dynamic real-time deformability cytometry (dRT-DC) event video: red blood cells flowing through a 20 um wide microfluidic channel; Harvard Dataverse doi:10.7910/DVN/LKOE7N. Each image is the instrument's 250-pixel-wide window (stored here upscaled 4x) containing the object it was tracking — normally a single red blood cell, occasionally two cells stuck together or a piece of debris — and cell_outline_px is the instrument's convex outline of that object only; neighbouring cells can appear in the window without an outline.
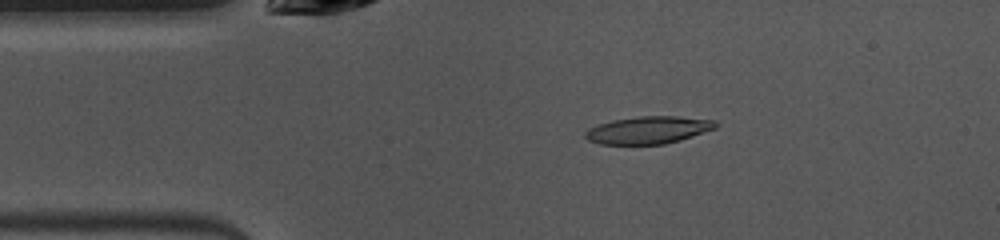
{"species": "common noctule bat (a hibernating species)", "species_latin": "Nyctalus noctula", "temperature_condition": "warm", "stored_images_in_passage": 45, "camera_frame_rate_fps": 3000, "um_per_image_px": 0.085, "animal": {"sex": "female", "body_mass_g": 10.0, "forearm_length_mm": 53.1}, "frame": {"image": 1, "passage_image": 5, "time_ms": 1.333, "image_size_px": [1000, 240], "cell_outline_px": [[720, 124], [716, 128], [680, 140], [664, 144], [600, 144], [588, 140], [584, 136], [584, 132], [588, 128], [596, 124], [612, 120], [640, 116], [676, 116], [716, 120]], "centroid_in_image_um": [55.1, 11.04], "position_along_channel_um": 29.9, "area_um2": 20.98}}
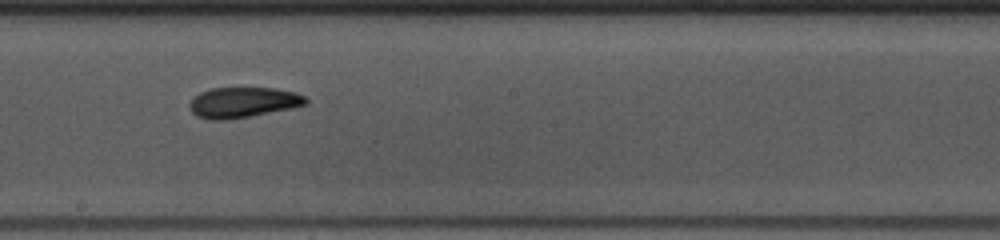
{"frame": {"image": 2, "passage_image": 22, "time_ms": 7.0, "image_size_px": [1000, 240], "cell_outline_px": [[308, 104], [292, 108], [228, 120], [212, 120], [196, 116], [192, 112], [188, 104], [200, 92], [212, 88], [276, 88], [296, 92], [304, 96], [308, 100]], "centroid_in_image_um": [20.67, 8.7], "position_along_channel_um": 227.5, "area_um2": 20.63}}
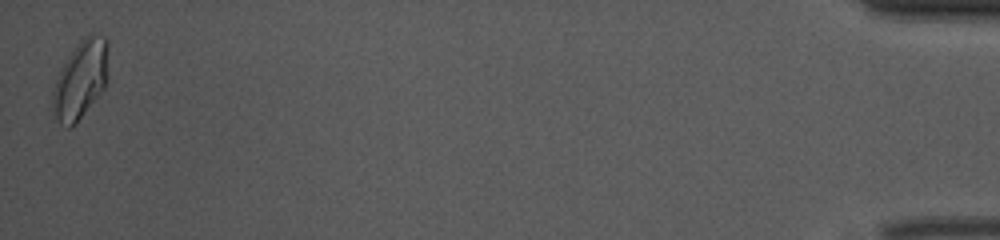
{"frame": {"image": 3, "passage_image": 45, "time_ms": 14.667, "image_size_px": [1000, 240], "cell_outline_px": [[108, 80], [104, 88], [80, 116], [68, 128], [60, 124], [56, 116], [52, 104], [52, 92], [56, 80], [68, 56], [80, 40], [88, 32], [92, 32], [104, 36], [108, 40]], "centroid_in_image_um": [6.89, 6.67], "position_along_channel_um": 428.3, "area_um2": 25.03}, "authors_computed_cell_mechanics": {"area_um2": 20.23, "velocity_mm_per_s": 3.9605, "shape_relaxation_time_tau1_ms": 6.1098, "shape_relaxation_time_tau2_ms": 5.1076, "deformation_change_tau1": 0.1757, "deformation_change_tau2": 0.1054}}